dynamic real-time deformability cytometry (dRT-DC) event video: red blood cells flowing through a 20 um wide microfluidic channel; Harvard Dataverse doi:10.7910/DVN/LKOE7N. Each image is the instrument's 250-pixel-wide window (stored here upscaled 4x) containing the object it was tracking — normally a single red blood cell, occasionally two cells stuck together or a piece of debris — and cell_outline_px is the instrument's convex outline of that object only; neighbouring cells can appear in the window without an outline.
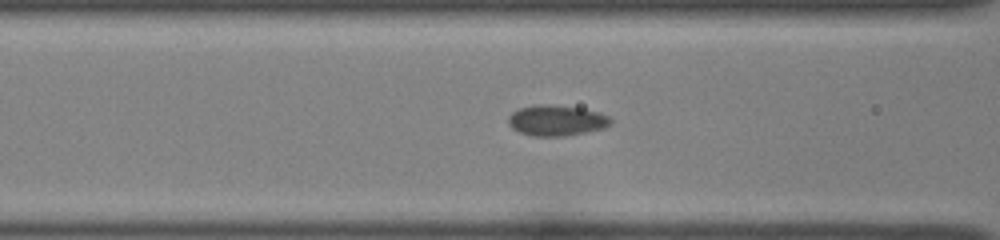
{"species": "common noctule bat (a hibernating species)", "species_latin": "Nyctalus noctula", "temperature_condition": "room temperature", "stored_images_in_passage": 38, "camera_frame_rate_fps": 3000, "um_per_image_px": 0.085, "animal": {"sex": "female", "body_mass_g": 22.0, "forearm_length_mm": 56.7}, "frame": {"image": 1, "passage_image": 13, "time_ms": 4.0, "image_size_px": [1000, 240], "cell_outline_px": [[612, 124], [604, 128], [564, 136], [532, 136], [520, 132], [512, 128], [508, 124], [508, 116], [512, 112], [520, 108], [532, 104], [552, 104], [580, 108], [600, 112], [608, 116], [612, 120]], "centroid_in_image_um": [47.29, 10.22], "position_along_channel_um": 119.3, "area_um2": 18.44}}
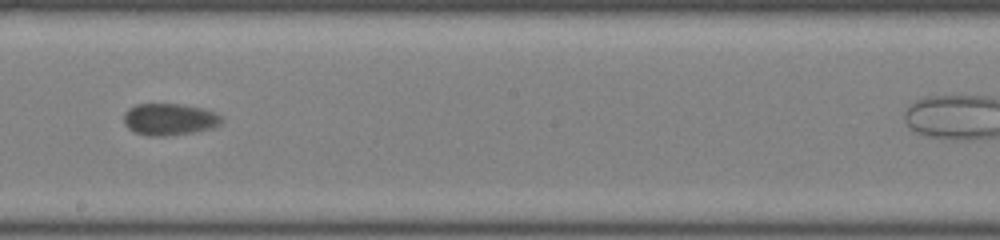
{"frame": {"image": 2, "passage_image": 22, "time_ms": 7.0, "image_size_px": [1000, 240], "cell_outline_px": [[224, 120], [220, 124], [208, 128], [192, 132], [164, 136], [148, 136], [136, 132], [128, 128], [124, 124], [124, 112], [128, 108], [136, 104], [180, 104], [204, 108], [216, 112]], "centroid_in_image_um": [14.38, 10.13], "position_along_channel_um": 233.8, "area_um2": 18.09}}
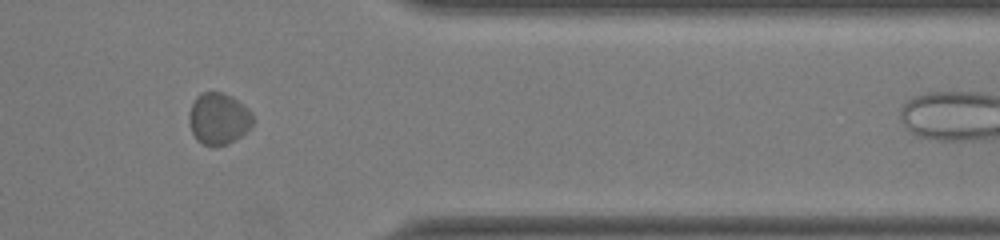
{"frame": {"image": 3, "passage_image": 35, "time_ms": 11.333, "image_size_px": [1000, 240], "cell_outline_px": [[252, 124], [240, 136], [228, 144], [216, 148], [200, 144], [196, 140], [192, 132], [188, 120], [188, 112], [196, 96], [200, 92], [224, 92], [232, 96], [248, 108], [252, 112]], "centroid_in_image_um": [18.54, 10.1], "position_along_channel_um": 392.9, "area_um2": 19.54}}